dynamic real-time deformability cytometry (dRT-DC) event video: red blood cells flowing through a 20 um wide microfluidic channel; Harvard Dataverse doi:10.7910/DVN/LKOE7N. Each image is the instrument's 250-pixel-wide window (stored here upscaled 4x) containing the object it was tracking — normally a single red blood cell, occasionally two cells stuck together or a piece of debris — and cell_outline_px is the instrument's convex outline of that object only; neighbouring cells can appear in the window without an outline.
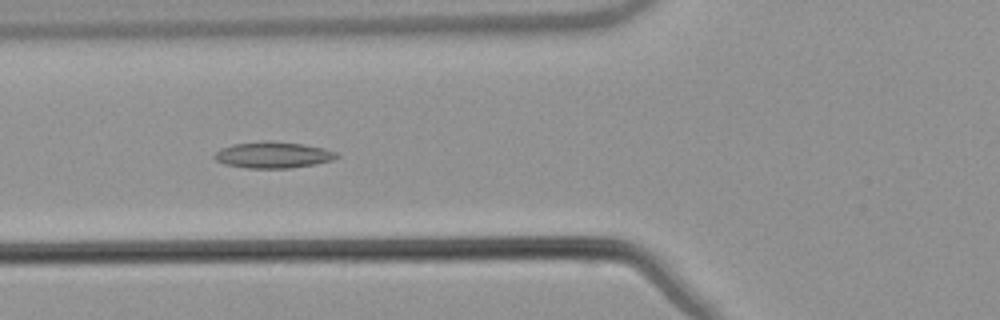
{"species": "common noctule bat (a hibernating species)", "species_latin": "Nyctalus noctula", "temperature_condition": "warm", "stored_images_in_passage": 51, "camera_frame_rate_fps": 3000, "um_per_image_px": 0.085, "animal": {"sex": "male", "body_mass_g": 21.5, "forearm_length_mm": 52.0}, "frame": {"image": 1, "passage_image": 18, "time_ms": 5.667, "image_size_px": [1000, 320], "cell_outline_px": [[340, 156], [332, 160], [316, 164], [288, 168], [248, 168], [224, 164], [216, 160], [212, 156], [220, 148], [236, 144], [300, 144], [324, 148], [336, 152]], "centroid_in_image_um": [23.23, 13.23], "position_along_channel_um": 102.6, "area_um2": 17.69}}
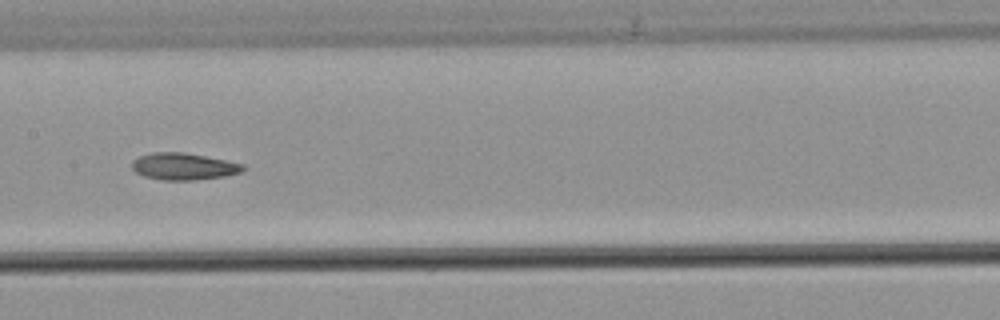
{"frame": {"image": 2, "passage_image": 25, "time_ms": 8.0, "image_size_px": [1000, 320], "cell_outline_px": [[244, 168], [240, 172], [224, 176], [192, 180], [164, 180], [144, 176], [136, 172], [132, 168], [132, 160], [140, 156], [152, 152], [184, 152], [244, 164]], "centroid_in_image_um": [15.57, 14.14], "position_along_channel_um": 191.8, "area_um2": 17.17}}
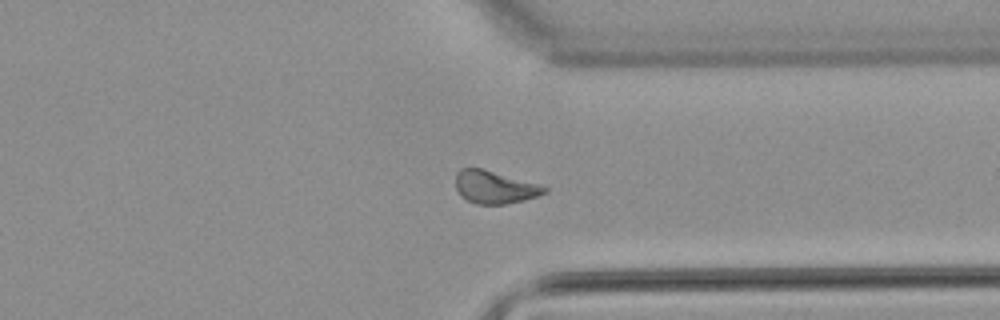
{"frame": {"image": 3, "passage_image": 39, "time_ms": 12.667, "image_size_px": [1000, 320], "cell_outline_px": [[548, 192], [524, 200], [504, 204], [476, 204], [464, 200], [460, 196], [456, 188], [456, 172], [460, 168], [480, 168], [536, 184], [548, 188]], "centroid_in_image_um": [41.98, 15.93], "position_along_channel_um": 369.4, "area_um2": 16.7}, "authors_computed_cell_mechanics": {"area_um2": 17.6868, "velocity_mm_per_s": 3.8162, "shape_relaxation_time_tau1_ms": null, "shape_relaxation_time_tau2_ms": 8.2204, "deformation_change_tau1": null, "deformation_change_tau2": 0.1432}}